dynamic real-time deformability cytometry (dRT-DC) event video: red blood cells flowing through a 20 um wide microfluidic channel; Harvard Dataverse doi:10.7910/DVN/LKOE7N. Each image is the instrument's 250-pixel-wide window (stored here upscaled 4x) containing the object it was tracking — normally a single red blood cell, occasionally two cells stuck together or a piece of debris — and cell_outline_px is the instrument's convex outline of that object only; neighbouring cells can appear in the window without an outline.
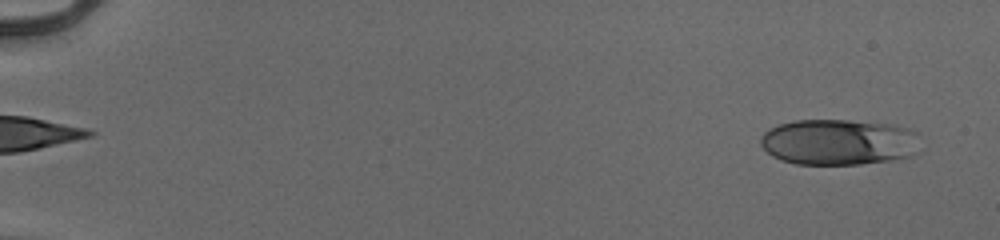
{"species": "human", "species_latin": "Homo sapiens", "temperature_condition": "cold", "stored_images_in_passage": 53, "camera_frame_rate_fps": 3000, "um_per_image_px": 0.085, "donor": {"sex": "male"}, "frame": {"image": 1, "passage_image": 3, "time_ms": 0.667, "image_size_px": [1000, 240], "cell_outline_px": [[920, 152], [912, 156], [892, 160], [860, 164], [796, 164], [780, 160], [772, 156], [760, 144], [760, 140], [764, 132], [768, 128], [780, 124], [796, 120], [848, 120], [888, 124], [908, 128], [920, 132]], "centroid_in_image_um": [71.35, 12.08], "position_along_channel_um": 13.6, "area_um2": 43.35}}
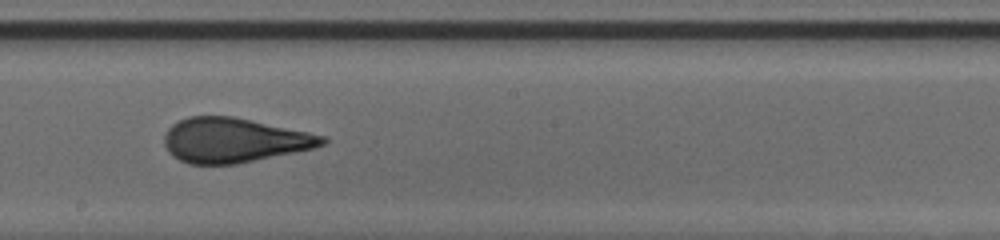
{"frame": {"image": 2, "passage_image": 32, "time_ms": 10.333, "image_size_px": [1000, 240], "cell_outline_px": [[328, 140], [324, 144], [312, 148], [236, 164], [188, 164], [172, 156], [168, 152], [164, 144], [164, 132], [172, 124], [188, 116], [232, 116], [328, 136]], "centroid_in_image_um": [19.85, 11.91], "position_along_channel_um": 228.4, "area_um2": 40.98}}
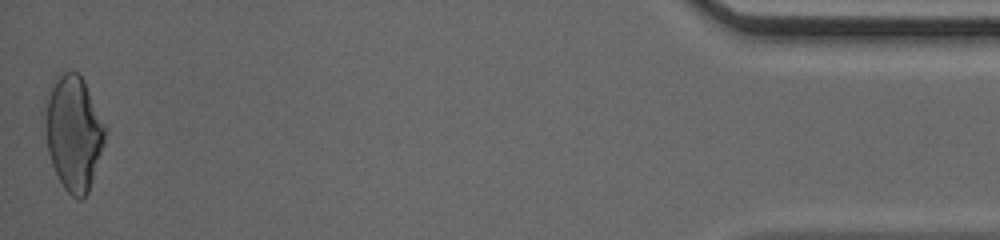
{"frame": {"image": 3, "passage_image": 53, "time_ms": 17.333, "image_size_px": [1000, 240], "cell_outline_px": [[108, 128], [88, 192], [80, 200], [76, 200], [64, 188], [52, 164], [48, 152], [44, 124], [44, 96], [52, 80], [64, 72], [76, 72], [84, 80]], "centroid_in_image_um": [6.23, 11.23], "position_along_channel_um": 429.0, "area_um2": 40.52}, "authors_computed_cell_mechanics": {"area_um2": 40.5178, "velocity_mm_per_s": 3.9882, "shape_relaxation_time_tau1_ms": 7.3474, "shape_relaxation_time_tau2_ms": 0.8435, "deformation_change_tau1": 0.2171, "deformation_change_tau2": 0.0895}}